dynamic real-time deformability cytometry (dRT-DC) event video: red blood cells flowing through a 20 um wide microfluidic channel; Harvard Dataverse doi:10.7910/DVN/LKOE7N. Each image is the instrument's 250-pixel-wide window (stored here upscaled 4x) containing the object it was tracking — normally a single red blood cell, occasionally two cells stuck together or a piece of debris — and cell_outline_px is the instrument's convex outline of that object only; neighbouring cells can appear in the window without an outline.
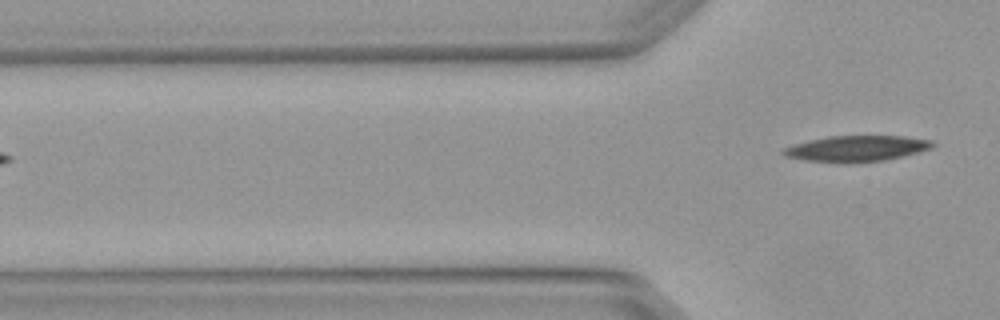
{"species": "Egyptian fruit bat (a non-hibernating species)", "species_latin": "Rousettus aegyptiacus", "temperature_condition": "warm", "stored_images_in_passage": 3, "camera_frame_rate_fps": 3000, "um_per_image_px": 0.085, "animal": {"sex": "female"}, "frame": {"image": 1, "passage_image": 3, "time_ms": 0.667, "image_size_px": [1000, 320], "cell_outline_px": [[936, 144], [932, 148], [884, 160], [852, 164], [848, 164], [804, 160], [784, 156], [780, 152], [784, 148], [792, 144], [828, 136], [904, 136], [932, 140]], "centroid_in_image_um": [72.76, 12.63], "position_along_channel_um": 53.0, "area_um2": 22.72}}